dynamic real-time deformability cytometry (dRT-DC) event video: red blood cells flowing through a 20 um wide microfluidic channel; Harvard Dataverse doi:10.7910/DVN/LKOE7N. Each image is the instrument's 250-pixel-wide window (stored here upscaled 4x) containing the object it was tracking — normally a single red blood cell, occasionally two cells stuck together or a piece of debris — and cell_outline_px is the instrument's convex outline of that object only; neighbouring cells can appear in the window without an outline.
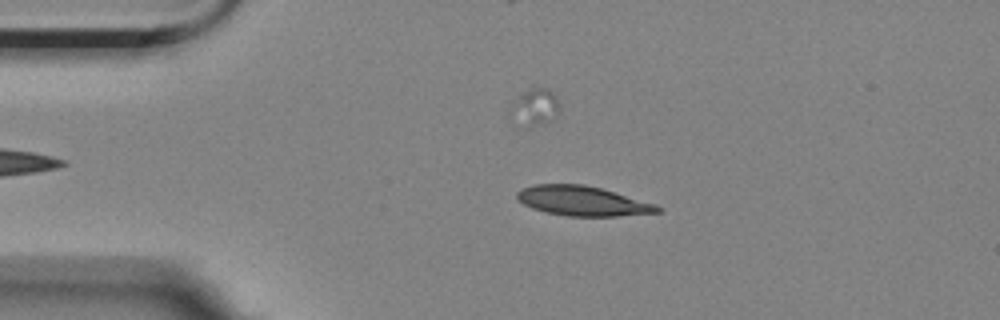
{"species": "Egyptian fruit bat (a non-hibernating species)", "species_latin": "Rousettus aegyptiacus", "temperature_condition": "room temperature", "stored_images_in_passage": 7, "camera_frame_rate_fps": 3000, "um_per_image_px": 0.085, "animal": {"sex": "female"}, "frame": {"image": 1, "passage_image": 3, "time_ms": 2.333, "image_size_px": [1000, 320], "cell_outline_px": [[660, 212], [620, 216], [568, 216], [548, 212], [532, 208], [516, 200], [516, 192], [532, 184], [584, 184], [616, 192], [656, 204], [660, 208]], "centroid_in_image_um": [49.5, 17.07], "position_along_channel_um": 35.5, "area_um2": 24.28}}
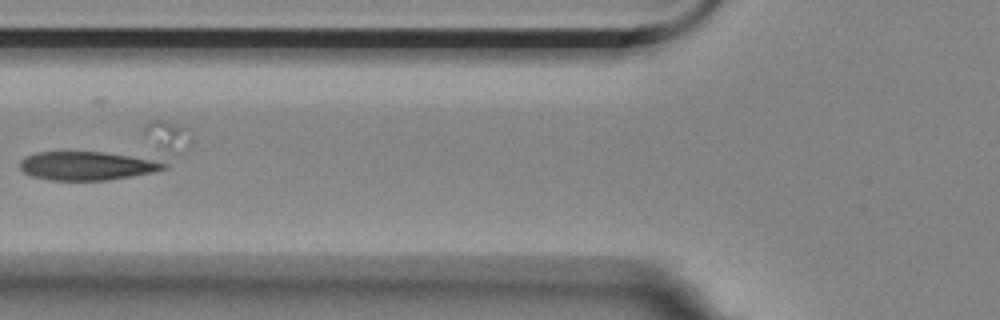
{"frame": {"image": 2, "passage_image": 6, "time_ms": 5.667, "image_size_px": [1000, 320], "cell_outline_px": [[168, 168], [152, 172], [108, 180], [48, 180], [32, 176], [24, 172], [20, 168], [20, 160], [24, 156], [36, 152], [104, 152], [160, 160], [168, 164]], "centroid_in_image_um": [7.4, 14.09], "position_along_channel_um": 118.4, "area_um2": 24.1}}
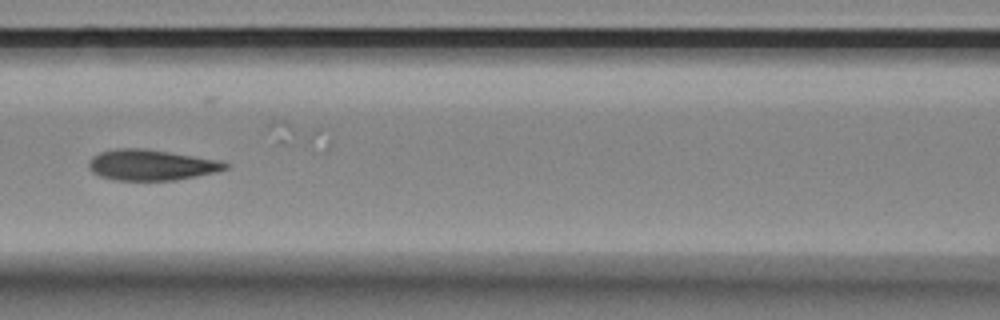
{"frame": {"image": 3, "passage_image": 7, "time_ms": 6.667, "image_size_px": [1000, 320], "cell_outline_px": [[228, 168], [196, 176], [176, 180], [116, 180], [100, 176], [92, 172], [88, 168], [88, 160], [92, 156], [100, 152], [116, 148], [144, 148], [220, 160], [228, 164]], "centroid_in_image_um": [12.8, 14.01], "position_along_channel_um": 153.8, "area_um2": 24.39}}